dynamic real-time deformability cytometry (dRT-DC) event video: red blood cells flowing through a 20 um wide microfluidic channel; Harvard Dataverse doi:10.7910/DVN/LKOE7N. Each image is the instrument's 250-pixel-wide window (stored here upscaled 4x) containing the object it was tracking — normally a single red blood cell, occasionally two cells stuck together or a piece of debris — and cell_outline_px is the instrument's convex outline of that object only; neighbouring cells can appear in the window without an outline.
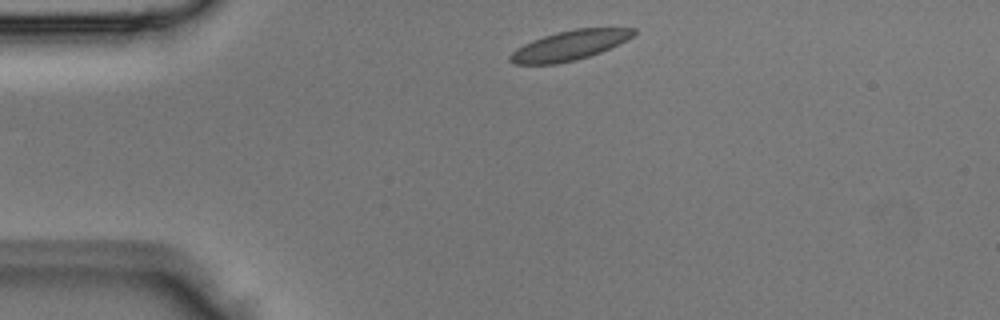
{"species": "Egyptian fruit bat (a non-hibernating species)", "species_latin": "Rousettus aegyptiacus", "temperature_condition": "room temperature", "stored_images_in_passage": 3, "segment_of_instrument_passage": [2, 2], "camera_frame_rate_fps": 3000, "um_per_image_px": 0.085, "animal": {"sex": "male"}, "frame": {"image": 1, "passage_image": 3, "time_ms": 0.667, "image_size_px": [1000, 320], "cell_outline_px": [[636, 32], [632, 36], [600, 52], [576, 60], [556, 64], [512, 64], [508, 60], [508, 56], [516, 48], [532, 40], [556, 32], [576, 28], [636, 28]], "centroid_in_image_um": [48.34, 3.86], "position_along_channel_um": 36.7, "area_um2": 21.15}}